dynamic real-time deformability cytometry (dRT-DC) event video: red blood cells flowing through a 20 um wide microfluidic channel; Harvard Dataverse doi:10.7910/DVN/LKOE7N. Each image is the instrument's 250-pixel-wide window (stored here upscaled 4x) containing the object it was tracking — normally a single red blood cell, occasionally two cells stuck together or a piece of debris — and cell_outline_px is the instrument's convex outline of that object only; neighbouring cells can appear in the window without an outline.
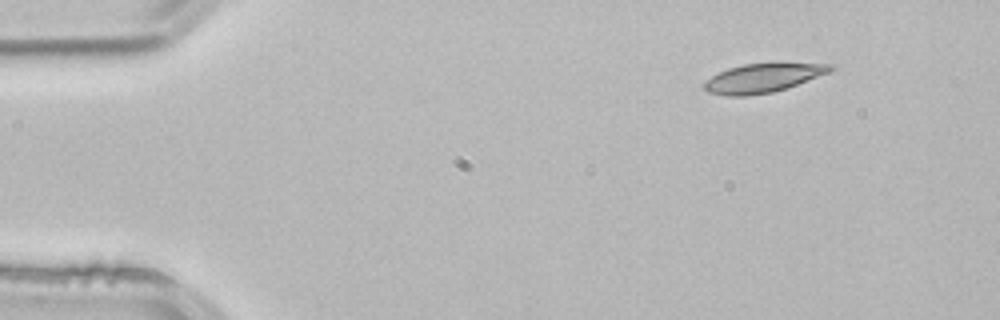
{"species": "common noctule bat (a hibernating species)", "species_latin": "Nyctalus noctula", "temperature_condition": "room temperature", "stored_images_in_passage": 3, "segment_of_instrument_passage": [2, 2], "camera_frame_rate_fps": 3000, "um_per_image_px": 0.085, "animal": {"sex": "male", "body_mass_g": 21.5, "forearm_length_mm": 52.0}, "frame": {"image": 1, "passage_image": 3, "time_ms": 0.667, "image_size_px": [1000, 320], "cell_outline_px": [[836, 68], [828, 72], [796, 84], [772, 92], [748, 96], [724, 96], [708, 92], [704, 88], [704, 80], [728, 68], [744, 64], [776, 60], [780, 60], [832, 64]], "centroid_in_image_um": [64.87, 6.57], "position_along_channel_um": 20.1, "area_um2": 22.02}}